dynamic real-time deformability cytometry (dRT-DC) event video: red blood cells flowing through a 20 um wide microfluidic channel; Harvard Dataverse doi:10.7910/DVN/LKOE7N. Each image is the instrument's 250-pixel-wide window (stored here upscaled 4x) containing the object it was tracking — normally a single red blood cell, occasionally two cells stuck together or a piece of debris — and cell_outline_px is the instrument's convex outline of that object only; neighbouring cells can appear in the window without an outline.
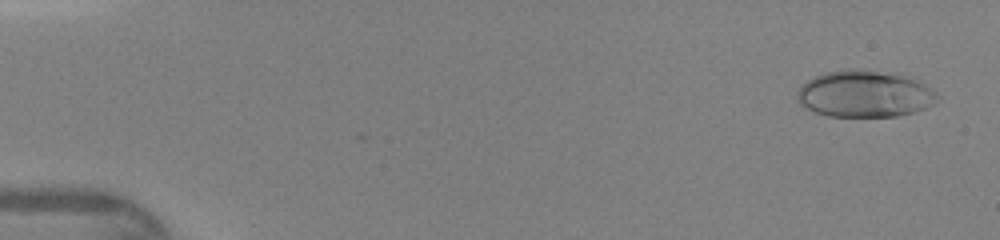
{"species": "human", "species_latin": "Homo sapiens", "temperature_condition": "warm", "stored_images_in_passage": 46, "camera_frame_rate_fps": 3000, "um_per_image_px": 0.085, "donor": {"sex": "female"}, "frame": {"image": 1, "passage_image": 2, "time_ms": 0.333, "image_size_px": [1000, 240], "cell_outline_px": [[940, 96], [932, 104], [916, 112], [896, 116], [828, 116], [816, 112], [800, 104], [796, 100], [796, 92], [808, 80], [816, 76], [828, 72], [848, 68], [852, 68], [900, 76], [924, 84], [936, 92]], "centroid_in_image_um": [73.46, 8.01], "position_along_channel_um": 11.5, "area_um2": 37.4}}
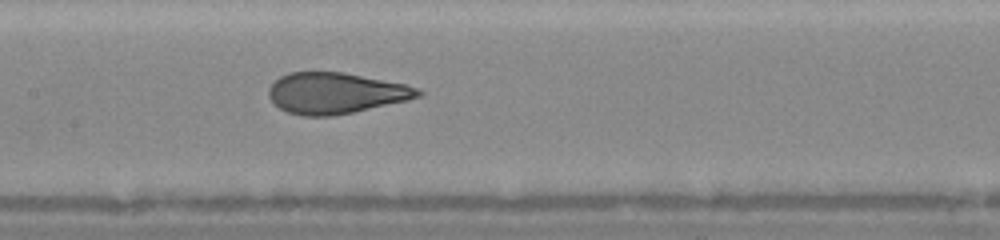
{"frame": {"image": 2, "passage_image": 23, "time_ms": 7.333, "image_size_px": [1000, 240], "cell_outline_px": [[424, 92], [420, 96], [408, 100], [352, 112], [332, 116], [304, 116], [288, 112], [280, 108], [268, 96], [268, 88], [280, 76], [288, 72], [344, 72], [404, 84], [420, 88]], "centroid_in_image_um": [28.53, 7.91], "position_along_channel_um": 178.9, "area_um2": 35.55}}
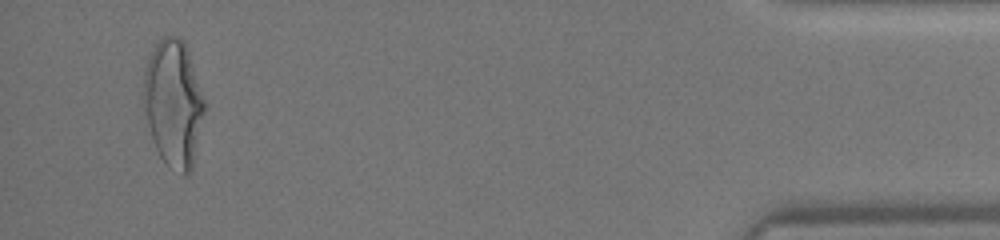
{"frame": {"image": 3, "passage_image": 44, "time_ms": 14.333, "image_size_px": [1000, 240], "cell_outline_px": [[208, 108], [192, 168], [184, 176], [180, 176], [168, 168], [160, 156], [152, 140], [144, 112], [144, 72], [148, 56], [156, 44], [164, 36], [180, 36], [184, 40], [188, 48]], "centroid_in_image_um": [14.79, 8.81], "position_along_channel_um": 420.4, "area_um2": 46.24}}